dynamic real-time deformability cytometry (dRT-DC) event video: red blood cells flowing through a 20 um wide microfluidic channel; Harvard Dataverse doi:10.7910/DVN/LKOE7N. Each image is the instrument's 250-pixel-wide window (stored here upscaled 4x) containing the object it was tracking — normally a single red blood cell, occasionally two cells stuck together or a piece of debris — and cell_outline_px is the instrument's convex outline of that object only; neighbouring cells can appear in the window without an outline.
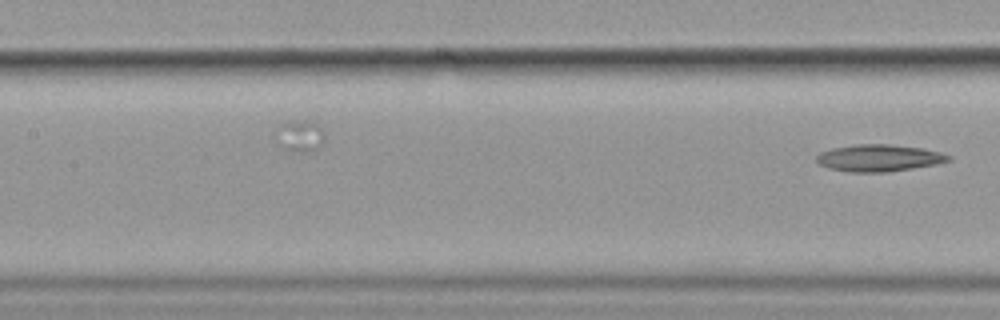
{"species": "common noctule bat (a hibernating species)", "species_latin": "Nyctalus noctula", "temperature_condition": "cold", "stored_images_in_passage": 5, "camera_frame_rate_fps": 3000, "um_per_image_px": 0.085, "animal": {"sex": "female", "body_mass_g": 19.9}, "frame": {"image": 1, "passage_image": 5, "time_ms": 4.667, "image_size_px": [1000, 320], "cell_outline_px": [[952, 160], [936, 164], [888, 172], [848, 172], [828, 168], [820, 164], [816, 160], [816, 156], [820, 152], [832, 148], [856, 144], [888, 144], [920, 148], [940, 152], [952, 156]], "centroid_in_image_um": [74.7, 13.43], "position_along_channel_um": 132.7, "area_um2": 20.69}}